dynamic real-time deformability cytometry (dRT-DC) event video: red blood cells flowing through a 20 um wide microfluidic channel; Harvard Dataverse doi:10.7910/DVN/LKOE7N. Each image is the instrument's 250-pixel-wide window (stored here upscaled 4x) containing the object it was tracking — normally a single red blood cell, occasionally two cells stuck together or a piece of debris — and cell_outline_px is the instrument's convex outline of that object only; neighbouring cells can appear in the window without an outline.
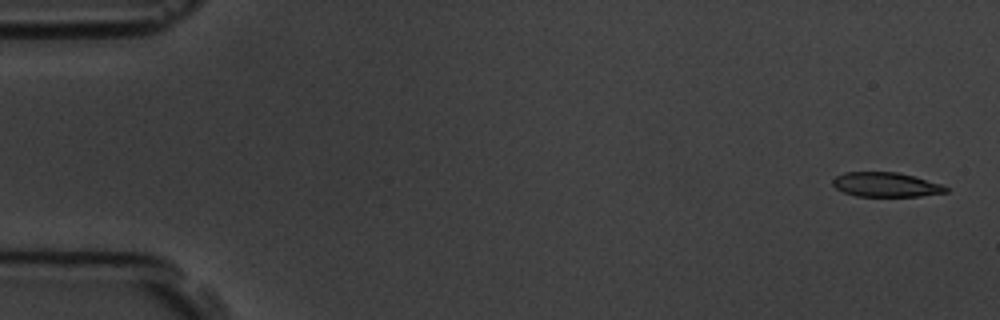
{"species": "common noctule bat (a hibernating species)", "species_latin": "Nyctalus noctula", "temperature_condition": "room temperature", "stored_images_in_passage": 5, "camera_frame_rate_fps": 3000, "um_per_image_px": 0.085, "animal": {"sex": "male", "body_mass_g": 19.5, "forearm_length_mm": 54.6}, "frame": {"image": 1, "passage_image": 1, "time_ms": 0.0, "image_size_px": [1000, 320], "cell_outline_px": [[948, 192], [920, 196], [856, 196], [844, 192], [836, 188], [832, 184], [832, 180], [836, 176], [844, 172], [896, 172], [912, 176], [940, 184], [948, 188]], "centroid_in_image_um": [75.26, 15.7], "position_along_channel_um": 9.7, "area_um2": 15.95}}
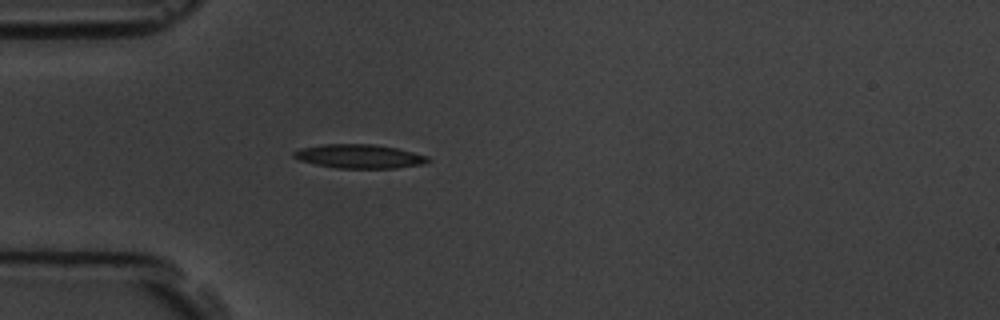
{"frame": {"image": 2, "passage_image": 5, "time_ms": 4.667, "image_size_px": [1000, 320], "cell_outline_px": [[432, 160], [420, 164], [396, 168], [336, 168], [316, 164], [300, 160], [292, 156], [292, 152], [300, 148], [324, 144], [372, 144], [396, 148], [428, 156]], "centroid_in_image_um": [30.52, 13.28], "position_along_channel_um": 54.5, "area_um2": 18.55}}